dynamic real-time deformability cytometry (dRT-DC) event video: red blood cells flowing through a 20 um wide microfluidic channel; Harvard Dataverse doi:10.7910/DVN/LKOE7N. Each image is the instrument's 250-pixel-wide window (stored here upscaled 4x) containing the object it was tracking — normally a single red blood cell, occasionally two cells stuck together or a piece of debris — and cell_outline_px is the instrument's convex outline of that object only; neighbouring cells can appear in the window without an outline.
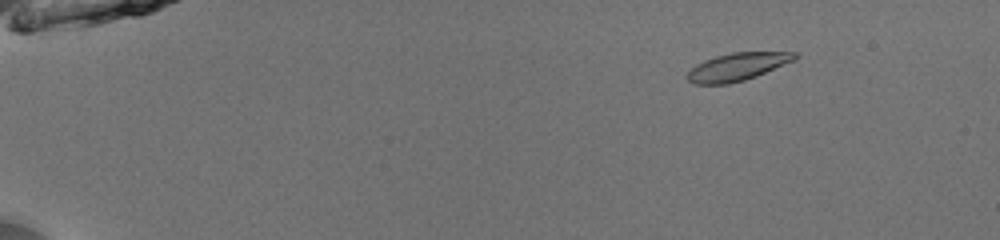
{"species": "common noctule bat (a hibernating species)", "species_latin": "Nyctalus noctula", "temperature_condition": "room temperature", "stored_images_in_passage": 53, "camera_frame_rate_fps": 3000, "um_per_image_px": 0.085, "animal": {"sex": "male", "body_mass_g": 13.0, "forearm_length_mm": 53.1}, "frame": {"image": 1, "passage_image": 8, "time_ms": 2.333, "image_size_px": [1000, 240], "cell_outline_px": [[800, 56], [796, 60], [756, 76], [744, 80], [728, 84], [692, 84], [684, 76], [696, 64], [704, 60], [716, 56], [732, 52], [800, 52]], "centroid_in_image_um": [62.7, 5.67], "position_along_channel_um": 22.3, "area_um2": 17.57}}
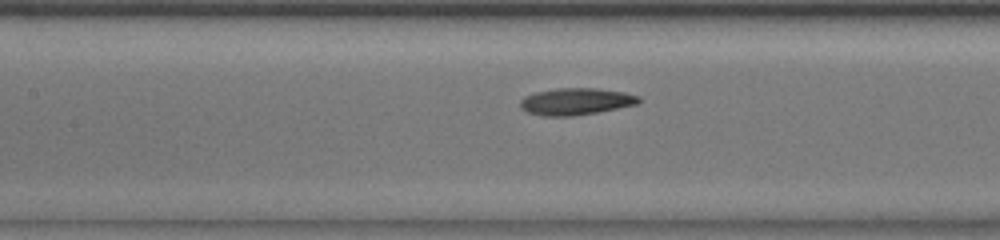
{"frame": {"image": 2, "passage_image": 27, "time_ms": 8.667, "image_size_px": [1000, 240], "cell_outline_px": [[640, 100], [636, 104], [596, 112], [572, 116], [544, 116], [528, 112], [520, 108], [520, 100], [524, 96], [536, 92], [556, 88], [596, 88], [624, 92], [640, 96]], "centroid_in_image_um": [48.91, 8.62], "position_along_channel_um": 158.5, "area_um2": 18.44}}
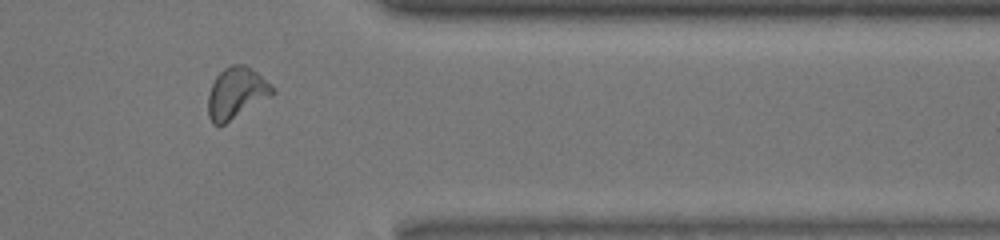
{"frame": {"image": 3, "passage_image": 45, "time_ms": 14.667, "image_size_px": [1000, 240], "cell_outline_px": [[276, 92], [272, 96], [224, 124], [212, 124], [208, 116], [208, 96], [212, 84], [216, 76], [224, 68], [232, 64], [244, 64], [256, 72], [276, 88]], "centroid_in_image_um": [20.1, 7.9], "position_along_channel_um": 391.3, "area_um2": 19.19}, "authors_computed_cell_mechanics": {"area_um2": 18.0336, "velocity_mm_per_s": 3.9823, "shape_relaxation_time_tau1_ms": 4.1257, "shape_relaxation_time_tau2_ms": 4.0513, "deformation_change_tau1": 0.1358, "deformation_change_tau2": 0.1072}}